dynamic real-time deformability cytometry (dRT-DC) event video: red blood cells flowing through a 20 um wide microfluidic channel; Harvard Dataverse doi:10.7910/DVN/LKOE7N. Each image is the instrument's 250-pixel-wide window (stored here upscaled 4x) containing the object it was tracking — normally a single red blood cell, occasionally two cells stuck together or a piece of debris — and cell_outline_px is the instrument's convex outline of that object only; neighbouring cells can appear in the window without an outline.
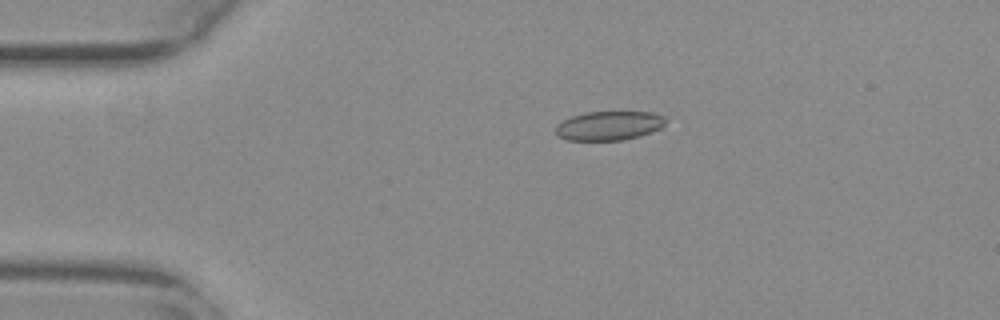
{"species": "common noctule bat (a hibernating species)", "species_latin": "Nyctalus noctula", "temperature_condition": "warm", "stored_images_in_passage": 40, "camera_frame_rate_fps": 3000, "um_per_image_px": 0.085, "animal": {"sex": "female", "body_mass_g": 29.2, "forearm_length_mm": 56.3}, "frame": {"image": 1, "passage_image": 3, "time_ms": 0.667, "image_size_px": [1000, 320], "cell_outline_px": [[664, 124], [660, 128], [652, 132], [640, 136], [624, 140], [568, 140], [560, 136], [556, 132], [556, 124], [572, 116], [584, 112], [652, 112], [664, 116]], "centroid_in_image_um": [51.77, 10.68], "position_along_channel_um": 33.2, "area_um2": 18.55}}
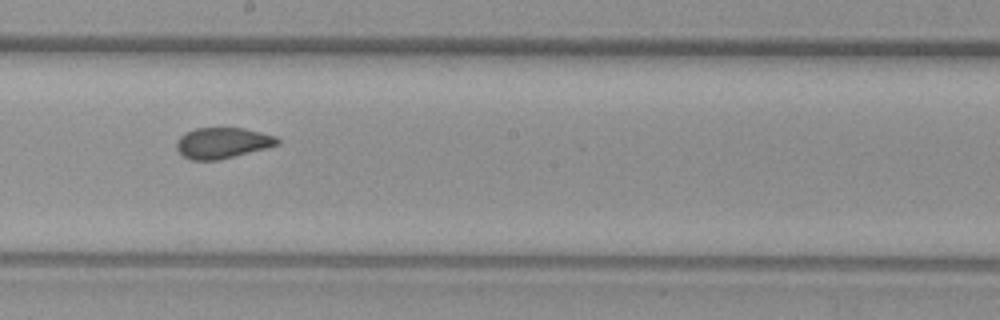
{"frame": {"image": 2, "passage_image": 22, "time_ms": 7.0, "image_size_px": [1000, 320], "cell_outline_px": [[280, 144], [268, 148], [220, 160], [192, 160], [184, 156], [176, 148], [176, 140], [184, 132], [196, 128], [244, 128], [276, 136], [280, 140]], "centroid_in_image_um": [18.92, 12.15], "position_along_channel_um": 229.3, "area_um2": 18.32}}
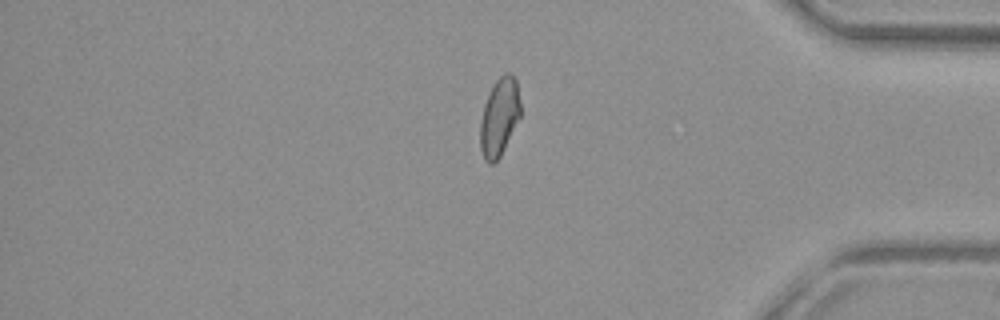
{"frame": {"image": 3, "passage_image": 37, "time_ms": 12.0, "image_size_px": [1000, 320], "cell_outline_px": [[520, 116], [500, 156], [492, 164], [488, 164], [484, 160], [480, 148], [480, 120], [484, 104], [492, 84], [504, 72], [512, 72], [516, 80], [520, 104]], "centroid_in_image_um": [42.42, 9.92], "position_along_channel_um": 392.8, "area_um2": 18.32}}